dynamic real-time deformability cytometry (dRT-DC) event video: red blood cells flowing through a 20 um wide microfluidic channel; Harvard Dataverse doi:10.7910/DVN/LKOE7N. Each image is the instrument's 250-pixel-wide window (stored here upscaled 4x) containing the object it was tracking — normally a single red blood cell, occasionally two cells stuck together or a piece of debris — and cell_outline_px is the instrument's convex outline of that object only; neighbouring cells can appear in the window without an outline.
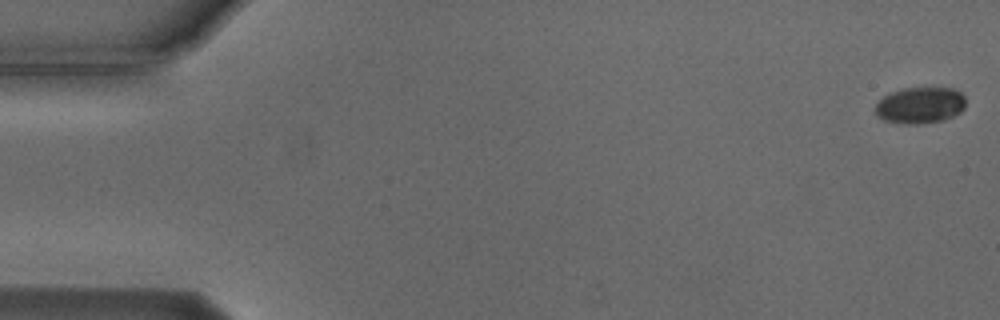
{"species": "Egyptian fruit bat (a non-hibernating species)", "species_latin": "Rousettus aegyptiacus", "temperature_condition": "cold", "stored_images_in_passage": 8, "camera_frame_rate_fps": 3000, "um_per_image_px": 0.085, "animal": {"sex": "male"}, "frame": {"image": 1, "passage_image": 1, "time_ms": 0.0, "image_size_px": [1000, 320], "cell_outline_px": [[964, 108], [960, 112], [944, 120], [916, 124], [904, 124], [884, 120], [876, 116], [876, 104], [884, 96], [892, 92], [904, 88], [952, 88], [960, 92], [964, 96]], "centroid_in_image_um": [78.2, 8.95], "position_along_channel_um": 6.8, "area_um2": 19.02}}
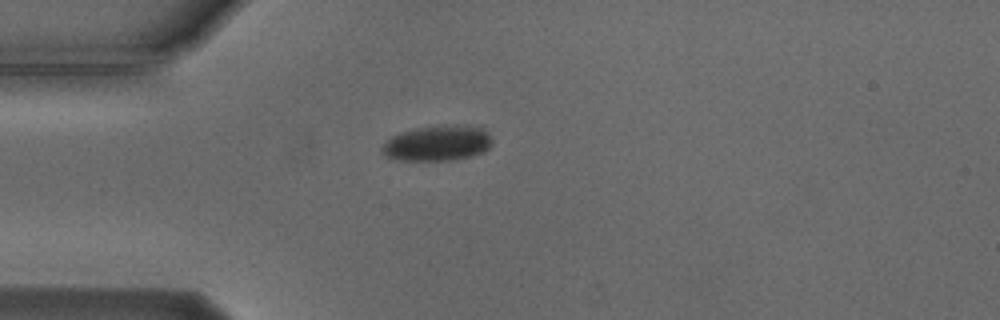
{"frame": {"image": 2, "passage_image": 4, "time_ms": 4.667, "image_size_px": [1000, 320], "cell_outline_px": [[492, 144], [484, 152], [468, 156], [448, 160], [400, 160], [388, 156], [380, 152], [380, 148], [392, 136], [400, 132], [416, 128], [448, 124], [484, 128], [492, 140]], "centroid_in_image_um": [37.18, 12.16], "position_along_channel_um": 47.8, "area_um2": 22.54}}